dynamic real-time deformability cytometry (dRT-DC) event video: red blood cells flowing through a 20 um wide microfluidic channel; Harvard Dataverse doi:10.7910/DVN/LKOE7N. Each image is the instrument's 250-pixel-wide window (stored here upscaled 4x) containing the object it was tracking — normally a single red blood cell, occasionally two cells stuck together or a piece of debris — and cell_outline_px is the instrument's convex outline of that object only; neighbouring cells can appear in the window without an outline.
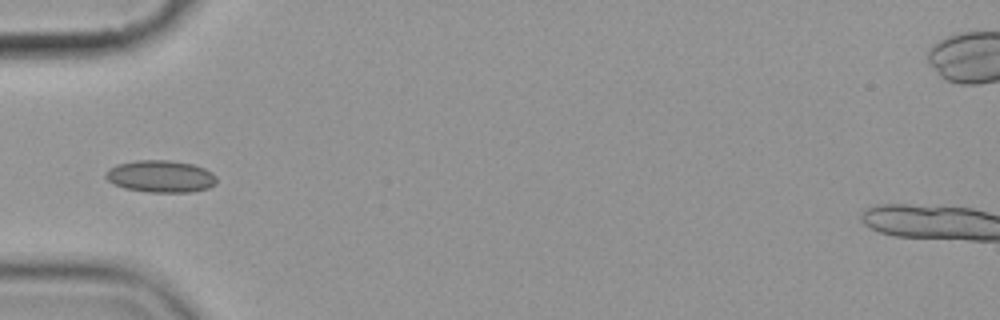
{"species": "common noctule bat (a hibernating species)", "species_latin": "Nyctalus noctula", "temperature_condition": "cold", "stored_images_in_passage": 6, "camera_frame_rate_fps": 3000, "um_per_image_px": 0.085, "animal": {"sex": "female", "body_mass_g": 19.9}, "frame": {"image": 1, "passage_image": 4, "time_ms": 3.333, "image_size_px": [1000, 320], "cell_outline_px": [[216, 184], [208, 188], [192, 192], [148, 192], [124, 188], [112, 184], [104, 176], [108, 168], [116, 164], [136, 160], [168, 160], [192, 164], [204, 168], [212, 172], [216, 176]], "centroid_in_image_um": [13.63, 14.99], "position_along_channel_um": 71.4, "area_um2": 20.92}}
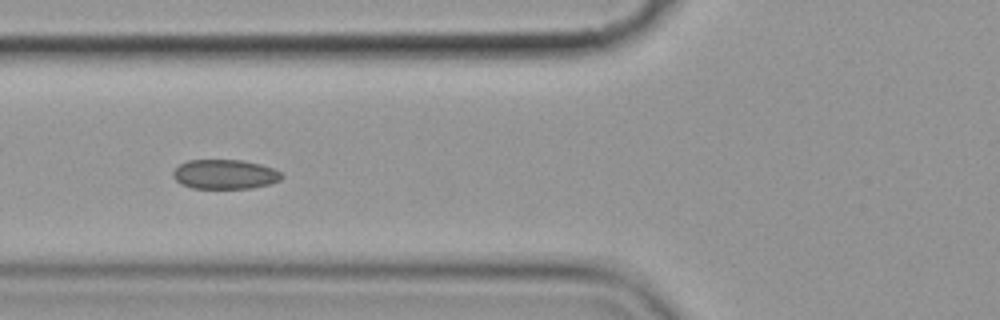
{"frame": {"image": 2, "passage_image": 5, "time_ms": 4.333, "image_size_px": [1000, 320], "cell_outline_px": [[284, 176], [280, 180], [272, 184], [252, 188], [192, 188], [180, 184], [172, 176], [172, 172], [180, 164], [188, 160], [240, 160], [260, 164], [272, 168], [280, 172]], "centroid_in_image_um": [19.11, 14.82], "position_along_channel_um": 106.7, "area_um2": 18.73}}
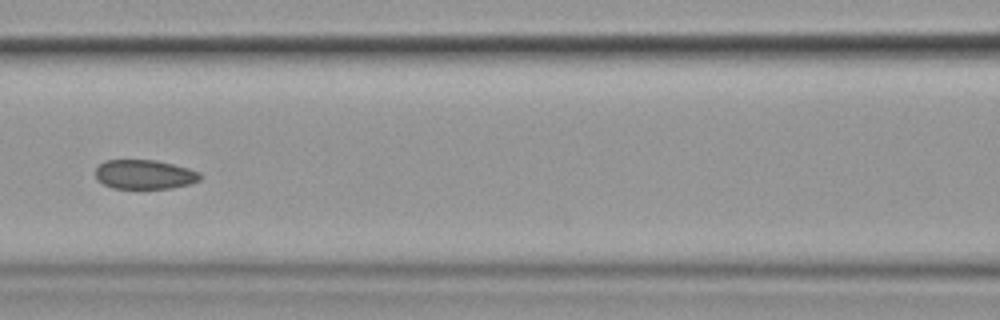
{"frame": {"image": 3, "passage_image": 6, "time_ms": 5.667, "image_size_px": [1000, 320], "cell_outline_px": [[200, 180], [188, 184], [172, 188], [112, 188], [96, 180], [96, 168], [104, 160], [156, 160], [188, 168], [200, 172]], "centroid_in_image_um": [12.26, 14.82], "position_along_channel_um": 154.3, "area_um2": 17.8}}